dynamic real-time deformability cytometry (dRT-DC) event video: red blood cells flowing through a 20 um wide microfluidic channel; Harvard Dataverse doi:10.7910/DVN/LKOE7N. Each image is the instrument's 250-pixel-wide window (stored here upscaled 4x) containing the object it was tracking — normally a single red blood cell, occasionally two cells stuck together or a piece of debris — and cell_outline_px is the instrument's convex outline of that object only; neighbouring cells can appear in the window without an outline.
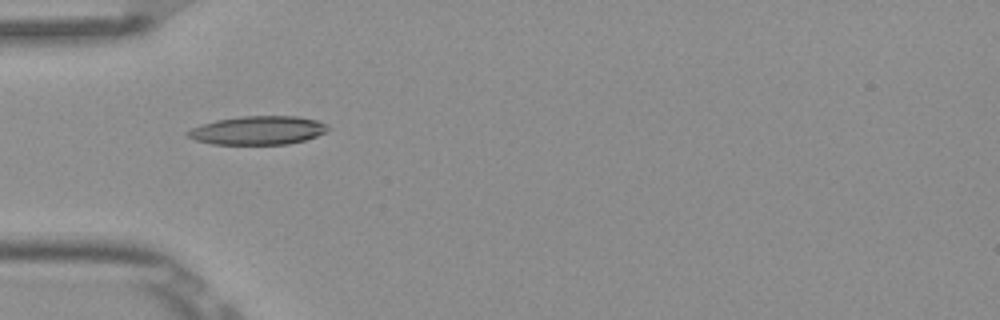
{"species": "Egyptian fruit bat (a non-hibernating species)", "species_latin": "Rousettus aegyptiacus", "temperature_condition": "room temperature", "stored_images_in_passage": 6, "camera_frame_rate_fps": 3000, "um_per_image_px": 0.085, "frame": {"image": 1, "passage_image": 5, "time_ms": 1.333, "image_size_px": [1000, 320], "cell_outline_px": [[328, 132], [304, 140], [288, 144], [212, 144], [196, 140], [188, 136], [184, 132], [200, 124], [216, 120], [240, 116], [296, 116], [316, 120], [328, 124]], "centroid_in_image_um": [21.92, 11.07], "position_along_channel_um": 63.1, "area_um2": 23.41}}
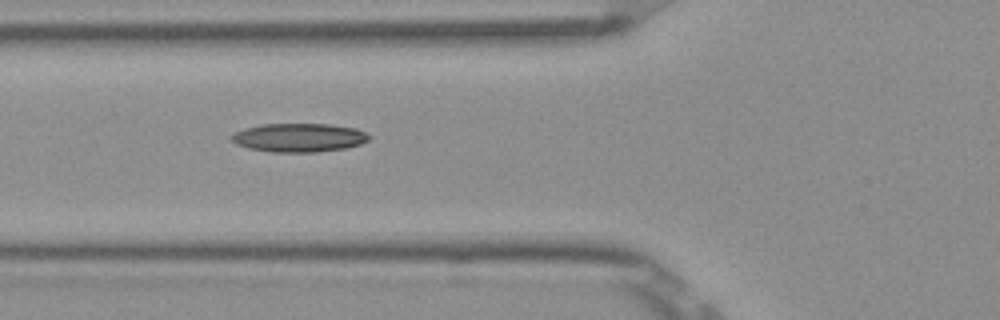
{"frame": {"image": 2, "passage_image": 6, "time_ms": 1.667, "image_size_px": [1000, 320], "cell_outline_px": [[372, 136], [368, 140], [360, 144], [344, 148], [316, 152], [272, 152], [248, 148], [236, 144], [228, 136], [232, 132], [244, 128], [260, 124], [328, 124], [356, 128]], "centroid_in_image_um": [25.36, 11.69], "position_along_channel_um": 100.4, "area_um2": 23.12}}